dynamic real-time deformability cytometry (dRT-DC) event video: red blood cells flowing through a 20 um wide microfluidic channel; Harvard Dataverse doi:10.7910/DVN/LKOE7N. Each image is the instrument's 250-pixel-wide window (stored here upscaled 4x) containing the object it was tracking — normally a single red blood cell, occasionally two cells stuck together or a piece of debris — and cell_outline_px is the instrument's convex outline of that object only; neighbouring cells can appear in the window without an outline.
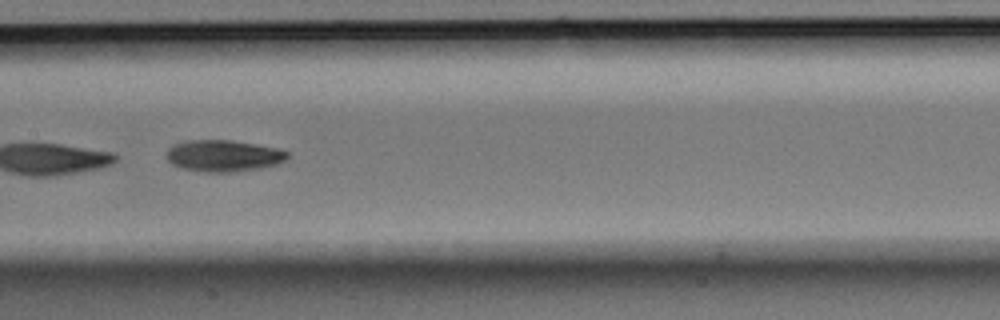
{"species": "Egyptian fruit bat (a non-hibernating species)", "species_latin": "Rousettus aegyptiacus", "temperature_condition": "room temperature", "stored_images_in_passage": 8, "camera_frame_rate_fps": 3000, "um_per_image_px": 0.085, "animal": {"sex": "male"}, "frame": {"image": 1, "passage_image": 8, "time_ms": 2.333, "image_size_px": [1000, 320], "cell_outline_px": [[288, 156], [284, 160], [276, 164], [260, 168], [232, 172], [204, 172], [180, 168], [172, 164], [164, 156], [168, 148], [172, 144], [188, 140], [232, 140], [280, 148], [288, 152]], "centroid_in_image_um": [18.95, 13.23], "position_along_channel_um": 188.4, "area_um2": 22.48}}